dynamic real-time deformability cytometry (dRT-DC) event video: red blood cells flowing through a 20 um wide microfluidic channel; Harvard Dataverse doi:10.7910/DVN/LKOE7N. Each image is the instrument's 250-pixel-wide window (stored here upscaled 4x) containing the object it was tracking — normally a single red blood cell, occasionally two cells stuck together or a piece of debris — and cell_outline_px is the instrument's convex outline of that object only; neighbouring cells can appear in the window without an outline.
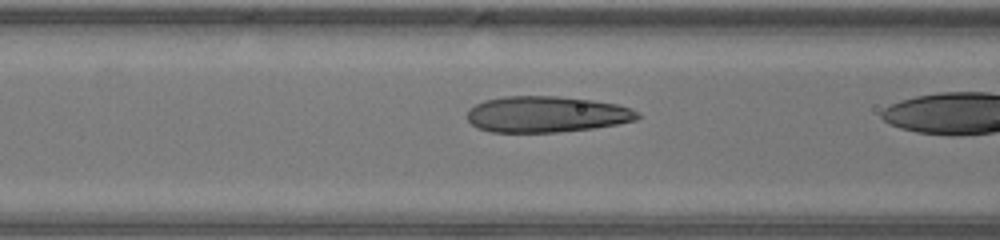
{"species": "human", "species_latin": "Homo sapiens", "temperature_condition": "warm", "stored_images_in_passage": 34, "camera_frame_rate_fps": 3000, "um_per_image_px": 0.085, "donor": {"sex": "male"}, "frame": {"image": 1, "passage_image": 16, "time_ms": 5.0, "image_size_px": [1000, 240], "cell_outline_px": [[640, 116], [636, 120], [616, 124], [592, 128], [556, 132], [488, 132], [476, 128], [468, 120], [468, 108], [484, 100], [504, 96], [556, 96], [592, 100], [616, 104], [632, 108]], "centroid_in_image_um": [46.41, 9.71], "position_along_channel_um": 120.2, "area_um2": 35.84}}
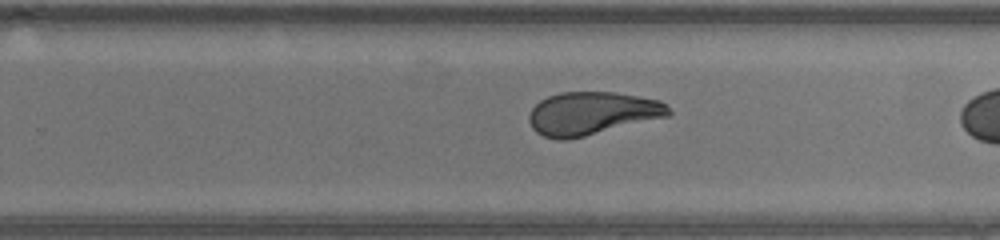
{"frame": {"image": 2, "passage_image": 27, "time_ms": 8.667, "image_size_px": [1000, 240], "cell_outline_px": [[672, 112], [668, 116], [568, 140], [556, 140], [544, 136], [536, 132], [532, 128], [528, 120], [528, 116], [532, 108], [540, 100], [548, 96], [560, 92], [616, 92], [640, 96], [660, 100]], "centroid_in_image_um": [50.28, 9.63], "position_along_channel_um": 279.5, "area_um2": 35.03}}
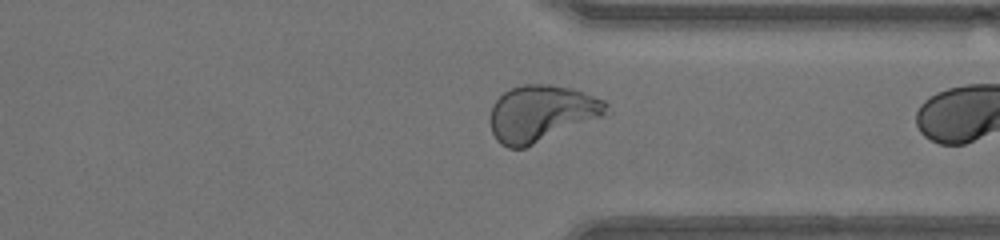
{"frame": {"image": 3, "passage_image": 33, "time_ms": 10.667, "image_size_px": [1000, 240], "cell_outline_px": [[608, 116], [524, 148], [508, 148], [500, 144], [496, 140], [492, 132], [488, 120], [492, 104], [504, 92], [512, 88], [524, 84], [548, 84], [572, 88], [584, 92], [604, 100], [608, 104]], "centroid_in_image_um": [46.04, 9.65], "position_along_channel_um": 365.4, "area_um2": 38.84}}